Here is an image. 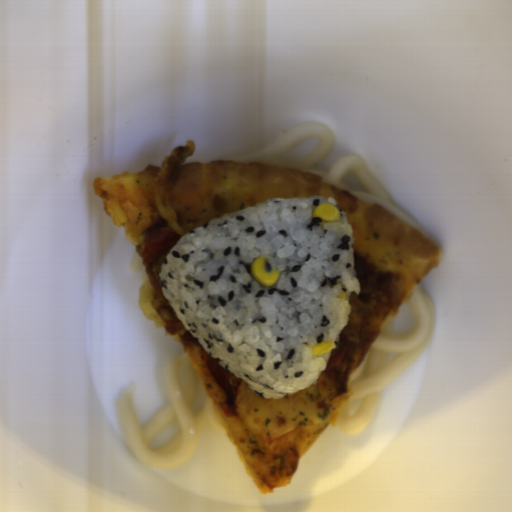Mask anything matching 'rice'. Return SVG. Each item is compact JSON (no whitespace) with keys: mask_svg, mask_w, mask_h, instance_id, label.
I'll list each match as a JSON object with an SVG mask.
<instances>
[{"mask_svg":"<svg viewBox=\"0 0 512 512\" xmlns=\"http://www.w3.org/2000/svg\"><path fill=\"white\" fill-rule=\"evenodd\" d=\"M321 203L340 212L320 227ZM279 269L273 287L251 275ZM355 237L335 198H271L209 220L183 235L161 264L162 293L176 316L219 365L261 398L279 399L315 383L327 370L348 325L353 292ZM344 291L346 301L337 299ZM334 340L330 352L311 354Z\"/></svg>","mask_w":512,"mask_h":512,"instance_id":"652b925c","label":"rice"}]
</instances>
